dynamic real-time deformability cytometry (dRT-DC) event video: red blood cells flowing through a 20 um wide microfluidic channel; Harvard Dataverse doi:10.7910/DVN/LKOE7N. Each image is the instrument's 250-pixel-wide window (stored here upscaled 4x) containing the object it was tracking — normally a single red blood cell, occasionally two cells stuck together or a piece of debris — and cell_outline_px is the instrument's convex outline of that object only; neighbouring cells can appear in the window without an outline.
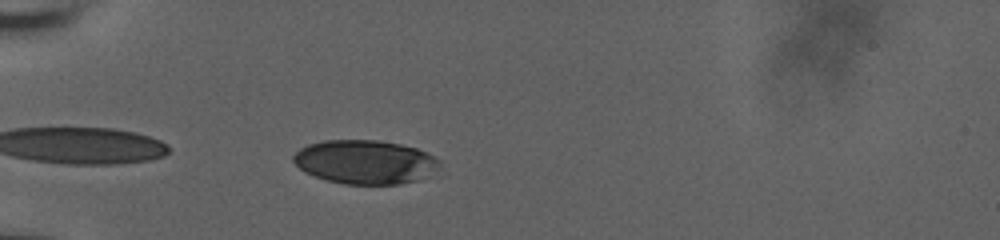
{"species": "human", "species_latin": "Homo sapiens", "temperature_condition": "room temperature", "stored_images_in_passage": 13, "camera_frame_rate_fps": 3000, "um_per_image_px": 0.085, "donor": {"sex": "male"}, "frame": {"image": 1, "passage_image": 3, "time_ms": 0.667, "image_size_px": [1000, 240], "cell_outline_px": [[440, 164], [428, 176], [416, 180], [400, 184], [344, 184], [328, 180], [304, 172], [292, 160], [292, 156], [300, 148], [308, 144], [324, 140], [376, 140], [400, 144], [416, 148], [440, 160]], "centroid_in_image_um": [31.0, 13.76], "position_along_channel_um": 54.0, "area_um2": 37.17}}
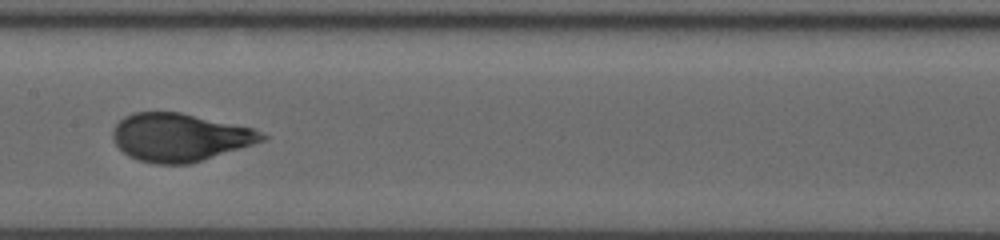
{"frame": {"image": 2, "passage_image": 7, "time_ms": 2.0, "image_size_px": [1000, 240], "cell_outline_px": [[268, 136], [264, 140], [192, 164], [156, 164], [136, 160], [128, 156], [112, 140], [112, 128], [124, 116], [132, 112], [180, 112], [252, 128]], "centroid_in_image_um": [15.22, 11.68], "position_along_channel_um": 192.2, "area_um2": 41.67}}
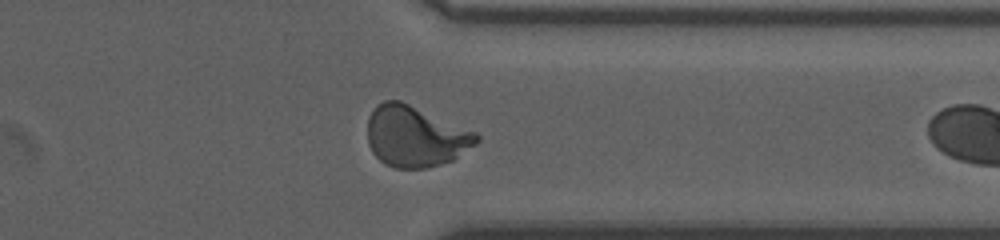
{"frame": {"image": 3, "passage_image": 12, "time_ms": 3.667, "image_size_px": [1000, 240], "cell_outline_px": [[480, 140], [476, 144], [452, 160], [428, 168], [396, 168], [384, 164], [372, 152], [368, 144], [368, 116], [372, 108], [376, 104], [384, 100], [400, 100], [476, 132], [480, 136]], "centroid_in_image_um": [35.28, 11.58], "position_along_channel_um": 376.1, "area_um2": 38.78}}